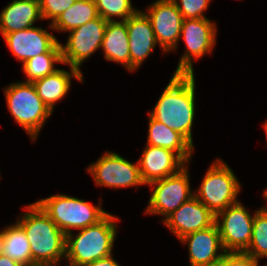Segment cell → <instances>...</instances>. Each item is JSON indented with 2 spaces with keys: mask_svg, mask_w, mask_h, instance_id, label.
<instances>
[{
  "mask_svg": "<svg viewBox=\"0 0 267 266\" xmlns=\"http://www.w3.org/2000/svg\"><path fill=\"white\" fill-rule=\"evenodd\" d=\"M138 165L142 180L148 185L177 173L187 164L169 149L146 144Z\"/></svg>",
  "mask_w": 267,
  "mask_h": 266,
  "instance_id": "2e32d148",
  "label": "cell"
},
{
  "mask_svg": "<svg viewBox=\"0 0 267 266\" xmlns=\"http://www.w3.org/2000/svg\"><path fill=\"white\" fill-rule=\"evenodd\" d=\"M245 253L259 262V259L267 257V209L259 208L255 211L252 237Z\"/></svg>",
  "mask_w": 267,
  "mask_h": 266,
  "instance_id": "d4e9b609",
  "label": "cell"
},
{
  "mask_svg": "<svg viewBox=\"0 0 267 266\" xmlns=\"http://www.w3.org/2000/svg\"><path fill=\"white\" fill-rule=\"evenodd\" d=\"M36 203L65 235L73 233L72 229L81 230L96 224L108 213L103 210L101 201L97 206H93L82 199L65 194L42 198Z\"/></svg>",
  "mask_w": 267,
  "mask_h": 266,
  "instance_id": "277c9868",
  "label": "cell"
},
{
  "mask_svg": "<svg viewBox=\"0 0 267 266\" xmlns=\"http://www.w3.org/2000/svg\"><path fill=\"white\" fill-rule=\"evenodd\" d=\"M182 14L183 19L207 18L204 12L207 10L211 0H173Z\"/></svg>",
  "mask_w": 267,
  "mask_h": 266,
  "instance_id": "4316f807",
  "label": "cell"
},
{
  "mask_svg": "<svg viewBox=\"0 0 267 266\" xmlns=\"http://www.w3.org/2000/svg\"><path fill=\"white\" fill-rule=\"evenodd\" d=\"M24 209L26 213L18 217L17 223L30 242L32 266H58L60 259H65L66 235L36 202Z\"/></svg>",
  "mask_w": 267,
  "mask_h": 266,
  "instance_id": "7a4b0ae2",
  "label": "cell"
},
{
  "mask_svg": "<svg viewBox=\"0 0 267 266\" xmlns=\"http://www.w3.org/2000/svg\"><path fill=\"white\" fill-rule=\"evenodd\" d=\"M3 234V255L19 262L23 266H32L30 242L23 228L16 222L3 228Z\"/></svg>",
  "mask_w": 267,
  "mask_h": 266,
  "instance_id": "603a6c76",
  "label": "cell"
},
{
  "mask_svg": "<svg viewBox=\"0 0 267 266\" xmlns=\"http://www.w3.org/2000/svg\"><path fill=\"white\" fill-rule=\"evenodd\" d=\"M216 23L207 18L183 19L180 38L185 44L174 74H194L193 61L211 54L216 44Z\"/></svg>",
  "mask_w": 267,
  "mask_h": 266,
  "instance_id": "ba28073f",
  "label": "cell"
},
{
  "mask_svg": "<svg viewBox=\"0 0 267 266\" xmlns=\"http://www.w3.org/2000/svg\"><path fill=\"white\" fill-rule=\"evenodd\" d=\"M107 21L101 16L70 30L65 45L60 43L63 64L81 71L80 67L101 49Z\"/></svg>",
  "mask_w": 267,
  "mask_h": 266,
  "instance_id": "9c48e42d",
  "label": "cell"
},
{
  "mask_svg": "<svg viewBox=\"0 0 267 266\" xmlns=\"http://www.w3.org/2000/svg\"><path fill=\"white\" fill-rule=\"evenodd\" d=\"M194 74H174L148 114L181 134L193 147L192 126L195 118Z\"/></svg>",
  "mask_w": 267,
  "mask_h": 266,
  "instance_id": "6da1fadb",
  "label": "cell"
},
{
  "mask_svg": "<svg viewBox=\"0 0 267 266\" xmlns=\"http://www.w3.org/2000/svg\"><path fill=\"white\" fill-rule=\"evenodd\" d=\"M4 94L9 112L31 140L35 141L52 112L38 96L34 84L15 82L6 86Z\"/></svg>",
  "mask_w": 267,
  "mask_h": 266,
  "instance_id": "5b68a950",
  "label": "cell"
},
{
  "mask_svg": "<svg viewBox=\"0 0 267 266\" xmlns=\"http://www.w3.org/2000/svg\"><path fill=\"white\" fill-rule=\"evenodd\" d=\"M125 22L130 46V72H132L143 64L158 43L151 22L143 11L138 10Z\"/></svg>",
  "mask_w": 267,
  "mask_h": 266,
  "instance_id": "9a60e30c",
  "label": "cell"
},
{
  "mask_svg": "<svg viewBox=\"0 0 267 266\" xmlns=\"http://www.w3.org/2000/svg\"><path fill=\"white\" fill-rule=\"evenodd\" d=\"M72 77L80 82L84 80L81 71L70 67V72L58 69L54 73L33 82L38 96L52 113L55 103L67 95Z\"/></svg>",
  "mask_w": 267,
  "mask_h": 266,
  "instance_id": "d6986e66",
  "label": "cell"
},
{
  "mask_svg": "<svg viewBox=\"0 0 267 266\" xmlns=\"http://www.w3.org/2000/svg\"><path fill=\"white\" fill-rule=\"evenodd\" d=\"M129 38L125 21L107 22L101 49L107 61L116 62L130 72Z\"/></svg>",
  "mask_w": 267,
  "mask_h": 266,
  "instance_id": "44dd1931",
  "label": "cell"
},
{
  "mask_svg": "<svg viewBox=\"0 0 267 266\" xmlns=\"http://www.w3.org/2000/svg\"><path fill=\"white\" fill-rule=\"evenodd\" d=\"M255 213L251 214L238 201L215 215L225 252H245L250 244Z\"/></svg>",
  "mask_w": 267,
  "mask_h": 266,
  "instance_id": "8fae6325",
  "label": "cell"
},
{
  "mask_svg": "<svg viewBox=\"0 0 267 266\" xmlns=\"http://www.w3.org/2000/svg\"><path fill=\"white\" fill-rule=\"evenodd\" d=\"M263 197L267 200V188L264 190ZM267 209L266 207H262Z\"/></svg>",
  "mask_w": 267,
  "mask_h": 266,
  "instance_id": "836d02e7",
  "label": "cell"
},
{
  "mask_svg": "<svg viewBox=\"0 0 267 266\" xmlns=\"http://www.w3.org/2000/svg\"><path fill=\"white\" fill-rule=\"evenodd\" d=\"M98 16L94 0H76L69 9L64 11L52 24L50 23L49 28L60 32H69Z\"/></svg>",
  "mask_w": 267,
  "mask_h": 266,
  "instance_id": "7402d4cb",
  "label": "cell"
},
{
  "mask_svg": "<svg viewBox=\"0 0 267 266\" xmlns=\"http://www.w3.org/2000/svg\"><path fill=\"white\" fill-rule=\"evenodd\" d=\"M187 244L190 266H200L223 257V249L217 225L198 230L180 239Z\"/></svg>",
  "mask_w": 267,
  "mask_h": 266,
  "instance_id": "e0dca14e",
  "label": "cell"
},
{
  "mask_svg": "<svg viewBox=\"0 0 267 266\" xmlns=\"http://www.w3.org/2000/svg\"><path fill=\"white\" fill-rule=\"evenodd\" d=\"M11 53L22 62L46 52H61L57 38L42 27H31L3 35Z\"/></svg>",
  "mask_w": 267,
  "mask_h": 266,
  "instance_id": "4fadbf2b",
  "label": "cell"
},
{
  "mask_svg": "<svg viewBox=\"0 0 267 266\" xmlns=\"http://www.w3.org/2000/svg\"><path fill=\"white\" fill-rule=\"evenodd\" d=\"M76 0H39L42 19L51 20V24Z\"/></svg>",
  "mask_w": 267,
  "mask_h": 266,
  "instance_id": "83f0119b",
  "label": "cell"
},
{
  "mask_svg": "<svg viewBox=\"0 0 267 266\" xmlns=\"http://www.w3.org/2000/svg\"><path fill=\"white\" fill-rule=\"evenodd\" d=\"M85 266H121L119 265L116 260L113 258V254L102 258V259H98L96 261H93L91 263H88Z\"/></svg>",
  "mask_w": 267,
  "mask_h": 266,
  "instance_id": "f546056e",
  "label": "cell"
},
{
  "mask_svg": "<svg viewBox=\"0 0 267 266\" xmlns=\"http://www.w3.org/2000/svg\"><path fill=\"white\" fill-rule=\"evenodd\" d=\"M3 251H4V234H3V230H0V256L3 255Z\"/></svg>",
  "mask_w": 267,
  "mask_h": 266,
  "instance_id": "d6a6232c",
  "label": "cell"
},
{
  "mask_svg": "<svg viewBox=\"0 0 267 266\" xmlns=\"http://www.w3.org/2000/svg\"><path fill=\"white\" fill-rule=\"evenodd\" d=\"M119 218L107 213L96 224L66 235L65 259L68 266H85L112 255Z\"/></svg>",
  "mask_w": 267,
  "mask_h": 266,
  "instance_id": "3957f363",
  "label": "cell"
},
{
  "mask_svg": "<svg viewBox=\"0 0 267 266\" xmlns=\"http://www.w3.org/2000/svg\"><path fill=\"white\" fill-rule=\"evenodd\" d=\"M98 15L107 22L126 21L134 15L139 9L132 6L131 0H94ZM121 18L120 20H114Z\"/></svg>",
  "mask_w": 267,
  "mask_h": 266,
  "instance_id": "484cf974",
  "label": "cell"
},
{
  "mask_svg": "<svg viewBox=\"0 0 267 266\" xmlns=\"http://www.w3.org/2000/svg\"><path fill=\"white\" fill-rule=\"evenodd\" d=\"M39 20H43L39 0H13L0 13V33L31 28Z\"/></svg>",
  "mask_w": 267,
  "mask_h": 266,
  "instance_id": "ac0fdd59",
  "label": "cell"
},
{
  "mask_svg": "<svg viewBox=\"0 0 267 266\" xmlns=\"http://www.w3.org/2000/svg\"><path fill=\"white\" fill-rule=\"evenodd\" d=\"M87 171L97 186L126 188L145 185L142 180L138 161L131 163L116 152H106Z\"/></svg>",
  "mask_w": 267,
  "mask_h": 266,
  "instance_id": "30bf717a",
  "label": "cell"
},
{
  "mask_svg": "<svg viewBox=\"0 0 267 266\" xmlns=\"http://www.w3.org/2000/svg\"><path fill=\"white\" fill-rule=\"evenodd\" d=\"M0 266H23L19 262L12 260L11 258L1 255L0 256Z\"/></svg>",
  "mask_w": 267,
  "mask_h": 266,
  "instance_id": "4dcf8cb0",
  "label": "cell"
},
{
  "mask_svg": "<svg viewBox=\"0 0 267 266\" xmlns=\"http://www.w3.org/2000/svg\"><path fill=\"white\" fill-rule=\"evenodd\" d=\"M149 18L157 43L163 53L177 50L183 22L173 0H156L144 12Z\"/></svg>",
  "mask_w": 267,
  "mask_h": 266,
  "instance_id": "7c38bea8",
  "label": "cell"
},
{
  "mask_svg": "<svg viewBox=\"0 0 267 266\" xmlns=\"http://www.w3.org/2000/svg\"><path fill=\"white\" fill-rule=\"evenodd\" d=\"M147 145L162 147L175 152L188 166L194 147L177 131L149 115Z\"/></svg>",
  "mask_w": 267,
  "mask_h": 266,
  "instance_id": "ffe728a7",
  "label": "cell"
},
{
  "mask_svg": "<svg viewBox=\"0 0 267 266\" xmlns=\"http://www.w3.org/2000/svg\"><path fill=\"white\" fill-rule=\"evenodd\" d=\"M54 63L63 64L61 52H46L28 59L22 64V70L27 78L24 82L33 83L54 73L58 70Z\"/></svg>",
  "mask_w": 267,
  "mask_h": 266,
  "instance_id": "cb8c5ba5",
  "label": "cell"
},
{
  "mask_svg": "<svg viewBox=\"0 0 267 266\" xmlns=\"http://www.w3.org/2000/svg\"><path fill=\"white\" fill-rule=\"evenodd\" d=\"M180 240L185 235L212 226L215 215L195 196L180 205L163 222Z\"/></svg>",
  "mask_w": 267,
  "mask_h": 266,
  "instance_id": "5bb4252c",
  "label": "cell"
},
{
  "mask_svg": "<svg viewBox=\"0 0 267 266\" xmlns=\"http://www.w3.org/2000/svg\"><path fill=\"white\" fill-rule=\"evenodd\" d=\"M33 266H51V265H33Z\"/></svg>",
  "mask_w": 267,
  "mask_h": 266,
  "instance_id": "d590c367",
  "label": "cell"
},
{
  "mask_svg": "<svg viewBox=\"0 0 267 266\" xmlns=\"http://www.w3.org/2000/svg\"><path fill=\"white\" fill-rule=\"evenodd\" d=\"M264 130H265V133H266V139H267V120H266V122L264 123Z\"/></svg>",
  "mask_w": 267,
  "mask_h": 266,
  "instance_id": "e575fe53",
  "label": "cell"
},
{
  "mask_svg": "<svg viewBox=\"0 0 267 266\" xmlns=\"http://www.w3.org/2000/svg\"><path fill=\"white\" fill-rule=\"evenodd\" d=\"M200 266H224V255L218 260Z\"/></svg>",
  "mask_w": 267,
  "mask_h": 266,
  "instance_id": "1f68e13d",
  "label": "cell"
},
{
  "mask_svg": "<svg viewBox=\"0 0 267 266\" xmlns=\"http://www.w3.org/2000/svg\"><path fill=\"white\" fill-rule=\"evenodd\" d=\"M240 190L241 184L233 170L218 158L210 165L194 196L217 215L239 201Z\"/></svg>",
  "mask_w": 267,
  "mask_h": 266,
  "instance_id": "8992f818",
  "label": "cell"
},
{
  "mask_svg": "<svg viewBox=\"0 0 267 266\" xmlns=\"http://www.w3.org/2000/svg\"><path fill=\"white\" fill-rule=\"evenodd\" d=\"M189 179L185 165L177 173L149 183L153 190L145 214L163 215V222L180 205L194 196Z\"/></svg>",
  "mask_w": 267,
  "mask_h": 266,
  "instance_id": "52a82bcc",
  "label": "cell"
},
{
  "mask_svg": "<svg viewBox=\"0 0 267 266\" xmlns=\"http://www.w3.org/2000/svg\"><path fill=\"white\" fill-rule=\"evenodd\" d=\"M259 262L245 252H225L224 266H257Z\"/></svg>",
  "mask_w": 267,
  "mask_h": 266,
  "instance_id": "f1b7e54d",
  "label": "cell"
}]
</instances>
